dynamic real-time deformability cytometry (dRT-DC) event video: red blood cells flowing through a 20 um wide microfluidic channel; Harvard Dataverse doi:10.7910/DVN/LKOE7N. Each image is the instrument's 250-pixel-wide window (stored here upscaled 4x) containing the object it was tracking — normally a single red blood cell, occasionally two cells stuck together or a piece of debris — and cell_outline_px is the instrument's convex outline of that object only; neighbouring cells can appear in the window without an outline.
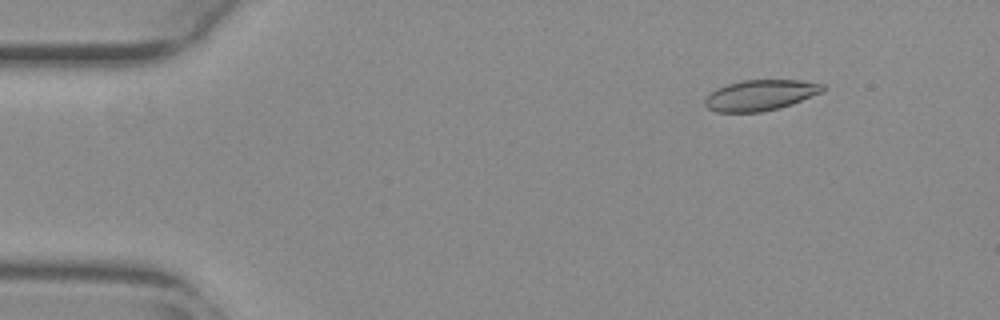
{"species": "common noctule bat (a hibernating species)", "species_latin": "Nyctalus noctula", "temperature_condition": "warm", "stored_images_in_passage": 49, "camera_frame_rate_fps": 3000, "um_per_image_px": 0.085, "animal": {"sex": "female", "body_mass_g": 29.2, "forearm_length_mm": 56.3}, "frame": {"image": 1, "passage_image": 2, "time_ms": 0.333, "image_size_px": [1000, 320], "cell_outline_px": [[824, 92], [792, 104], [780, 108], [760, 112], [716, 112], [708, 108], [704, 104], [704, 100], [716, 88], [740, 80], [800, 80], [824, 84]], "centroid_in_image_um": [64.65, 8.09], "position_along_channel_um": 20.3, "area_um2": 21.15}}
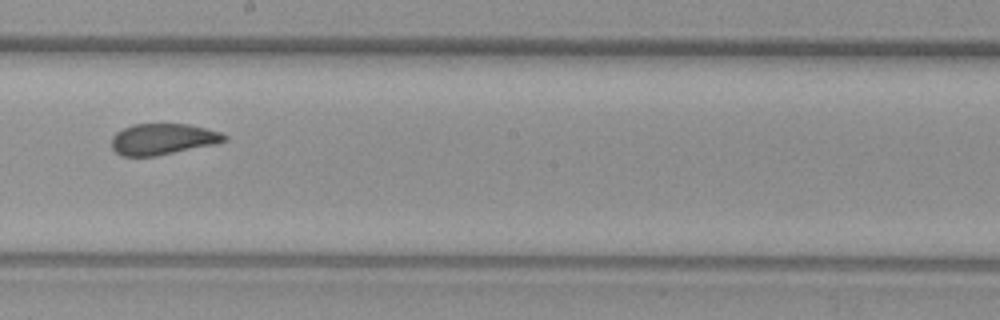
{"frame": {"image": 2, "passage_image": 26, "time_ms": 8.333, "image_size_px": [1000, 320], "cell_outline_px": [[228, 140], [216, 144], [156, 156], [120, 156], [112, 148], [112, 136], [116, 132], [132, 124], [188, 124], [220, 132], [228, 136]], "centroid_in_image_um": [13.84, 11.83], "position_along_channel_um": 234.4, "area_um2": 20.52}}
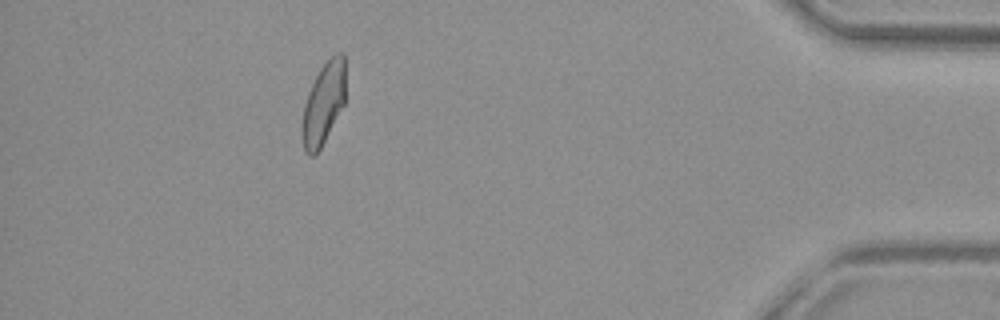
{"frame": {"image": 3, "passage_image": 44, "time_ms": 14.333, "image_size_px": [1000, 320], "cell_outline_px": [[344, 104], [320, 148], [312, 156], [308, 156], [304, 148], [300, 132], [300, 128], [304, 104], [308, 92], [320, 68], [336, 52], [344, 52]], "centroid_in_image_um": [27.46, 8.81], "position_along_channel_um": 407.7, "area_um2": 20.52}, "authors_computed_cell_mechanics": {"area_um2": 21.386, "velocity_mm_per_s": 3.8193, "shape_relaxation_time_tau1_ms": null, "shape_relaxation_time_tau2_ms": 0.8764, "deformation_change_tau1": null, "deformation_change_tau2": 0.0658}}